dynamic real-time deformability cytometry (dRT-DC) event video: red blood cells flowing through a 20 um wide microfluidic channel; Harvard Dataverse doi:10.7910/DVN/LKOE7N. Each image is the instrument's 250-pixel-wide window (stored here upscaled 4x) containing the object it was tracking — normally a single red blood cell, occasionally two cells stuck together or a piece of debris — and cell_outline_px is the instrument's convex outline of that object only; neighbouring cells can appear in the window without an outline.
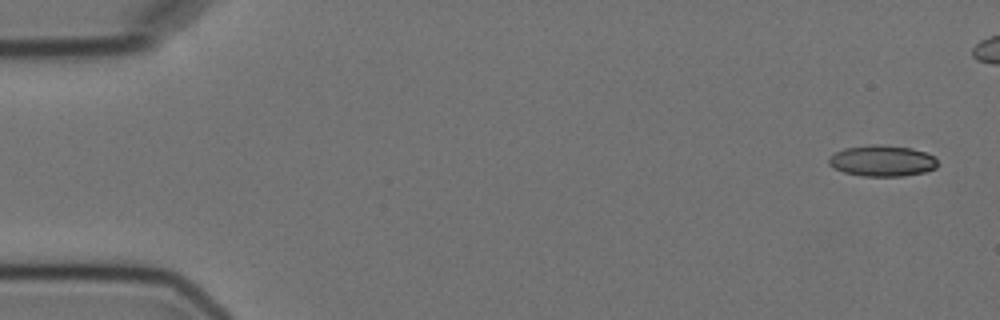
{"species": "Egyptian fruit bat (a non-hibernating species)", "species_latin": "Rousettus aegyptiacus", "temperature_condition": "cold", "stored_images_in_passage": 5, "camera_frame_rate_fps": 3000, "um_per_image_px": 0.085, "animal": {"sex": "female"}, "frame": {"image": 1, "passage_image": 1, "time_ms": 0.0, "image_size_px": [1000, 320], "cell_outline_px": [[936, 168], [924, 172], [904, 176], [860, 176], [844, 172], [828, 164], [828, 156], [844, 148], [868, 144], [880, 144], [912, 148], [936, 156]], "centroid_in_image_um": [74.97, 13.66], "position_along_channel_um": 10.0, "area_um2": 19.88}}
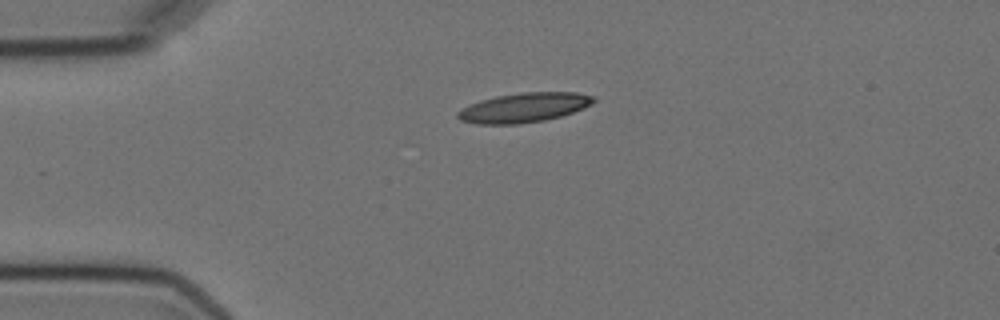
{"frame": {"image": 2, "passage_image": 5, "time_ms": 6.0, "image_size_px": [1000, 320], "cell_outline_px": [[596, 100], [592, 104], [584, 108], [560, 116], [544, 120], [520, 124], [476, 124], [460, 120], [456, 116], [456, 112], [460, 108], [480, 100], [496, 96], [520, 92], [576, 92], [596, 96]], "centroid_in_image_um": [44.52, 9.14], "position_along_channel_um": 40.5, "area_um2": 23.58}}